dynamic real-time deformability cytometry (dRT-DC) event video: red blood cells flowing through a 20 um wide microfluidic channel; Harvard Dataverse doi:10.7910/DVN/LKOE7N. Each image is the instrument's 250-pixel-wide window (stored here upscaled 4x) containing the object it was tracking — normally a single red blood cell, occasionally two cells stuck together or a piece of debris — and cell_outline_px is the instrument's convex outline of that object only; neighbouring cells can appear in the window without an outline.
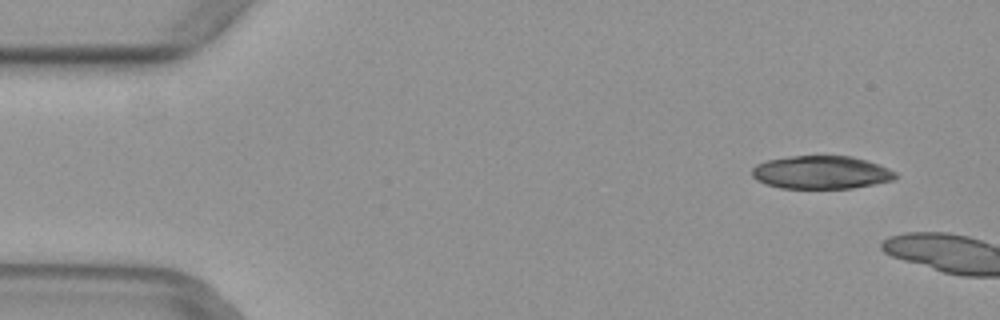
{"species": "common noctule bat (a hibernating species)", "species_latin": "Nyctalus noctula", "temperature_condition": "warm", "stored_images_in_passage": 7, "camera_frame_rate_fps": 3000, "um_per_image_px": 0.085, "animal": {"sex": "female", "body_mass_g": 29.2, "forearm_length_mm": 56.3}, "frame": {"image": 1, "passage_image": 4, "time_ms": 1.0, "image_size_px": [1000, 320], "cell_outline_px": [[896, 180], [852, 188], [780, 188], [756, 180], [752, 176], [752, 168], [756, 164], [768, 160], [792, 156], [852, 156], [888, 168], [896, 172]], "centroid_in_image_um": [69.8, 14.66], "position_along_channel_um": 15.2, "area_um2": 27.51}}